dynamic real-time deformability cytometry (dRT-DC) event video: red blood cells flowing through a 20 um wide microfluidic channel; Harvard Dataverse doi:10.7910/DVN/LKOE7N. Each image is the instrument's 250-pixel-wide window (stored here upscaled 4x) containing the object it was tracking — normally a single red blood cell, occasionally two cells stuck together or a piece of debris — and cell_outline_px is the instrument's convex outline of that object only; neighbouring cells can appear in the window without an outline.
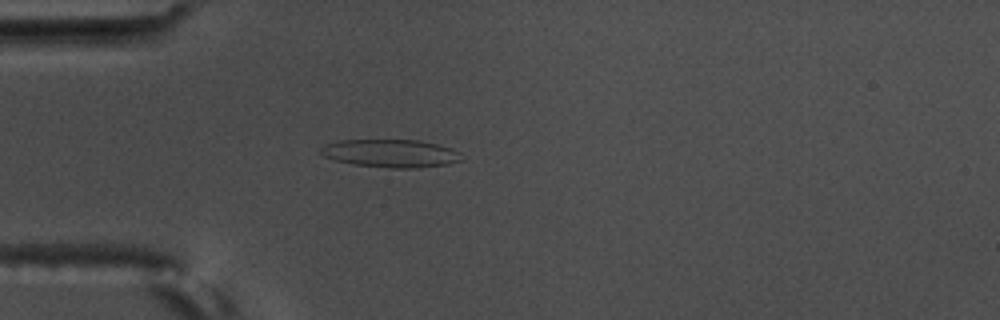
{"species": "common noctule bat (a hibernating species)", "species_latin": "Nyctalus noctula", "temperature_condition": "warm", "stored_images_in_passage": 5, "camera_frame_rate_fps": 3000, "um_per_image_px": 0.085, "animal": {"sex": "male", "body_mass_g": 17.5, "forearm_length_mm": 52.3}, "frame": {"image": 1, "passage_image": 5, "time_ms": 1.333, "image_size_px": [1000, 320], "cell_outline_px": [[460, 160], [448, 164], [416, 168], [392, 168], [352, 164], [336, 160], [324, 156], [316, 152], [324, 144], [340, 140], [420, 140], [452, 148], [460, 152]], "centroid_in_image_um": [33.16, 13.03], "position_along_channel_um": 51.8, "area_um2": 23.0}}